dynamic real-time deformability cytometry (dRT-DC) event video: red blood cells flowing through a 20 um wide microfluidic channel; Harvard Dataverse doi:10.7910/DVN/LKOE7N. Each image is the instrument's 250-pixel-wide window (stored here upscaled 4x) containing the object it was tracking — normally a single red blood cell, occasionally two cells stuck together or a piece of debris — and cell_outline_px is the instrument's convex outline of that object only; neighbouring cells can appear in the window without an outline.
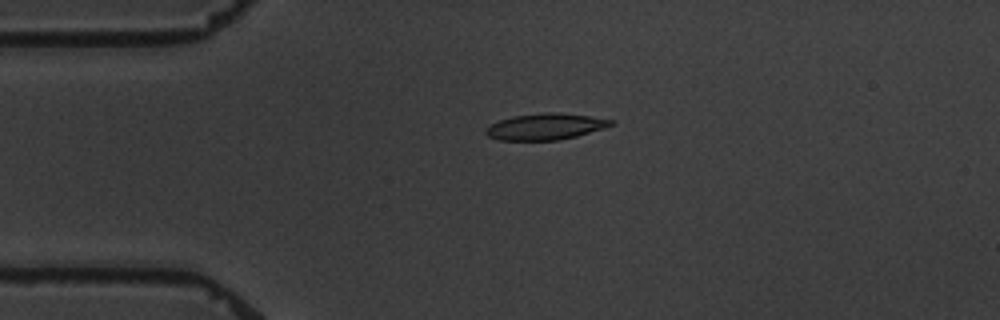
{"species": "common noctule bat (a hibernating species)", "species_latin": "Nyctalus noctula", "temperature_condition": "warm", "stored_images_in_passage": 5, "camera_frame_rate_fps": 3000, "um_per_image_px": 0.085, "animal": {"sex": "male", "body_mass_g": 19.5, "forearm_length_mm": 54.6}, "frame": {"image": 1, "passage_image": 4, "time_ms": 3.333, "image_size_px": [1000, 320], "cell_outline_px": [[616, 124], [604, 128], [576, 136], [556, 140], [500, 140], [488, 136], [484, 132], [484, 128], [500, 120], [512, 116], [544, 112], [556, 112], [588, 116], [612, 120]], "centroid_in_image_um": [46.34, 10.76], "position_along_channel_um": 38.7, "area_um2": 19.07}}
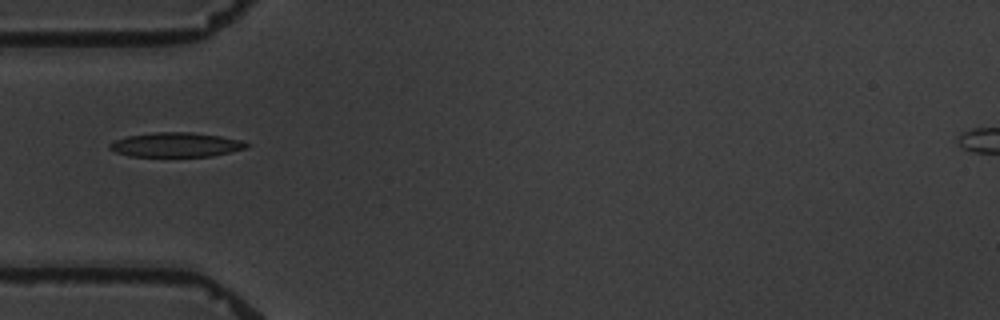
{"frame": {"image": 2, "passage_image": 5, "time_ms": 5.0, "image_size_px": [1000, 320], "cell_outline_px": [[252, 144], [248, 148], [212, 156], [128, 156], [116, 152], [108, 148], [108, 144], [116, 140], [128, 136], [152, 132], [192, 132], [220, 136], [244, 140]], "centroid_in_image_um": [15.01, 12.3], "position_along_channel_um": 70.0, "area_um2": 19.65}}